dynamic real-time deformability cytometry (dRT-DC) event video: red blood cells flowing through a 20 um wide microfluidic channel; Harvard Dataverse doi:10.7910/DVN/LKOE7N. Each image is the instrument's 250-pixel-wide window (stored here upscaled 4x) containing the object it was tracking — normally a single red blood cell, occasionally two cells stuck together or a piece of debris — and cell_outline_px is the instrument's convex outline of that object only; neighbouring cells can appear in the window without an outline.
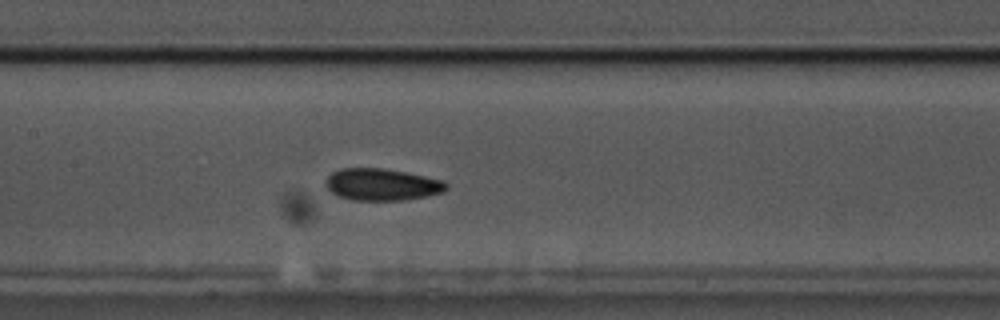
{"species": "common noctule bat (a hibernating species)", "species_latin": "Nyctalus noctula", "temperature_condition": "cold", "stored_images_in_passage": 60, "segment_of_instrument_passage": [1, 2], "camera_frame_rate_fps": 3000, "um_per_image_px": 0.085, "animal": {"sex": "male", "body_mass_g": 17.5, "forearm_length_mm": 52.3}, "frame": {"image": 1, "passage_image": 28, "time_ms": 9.0, "image_size_px": [1000, 320], "cell_outline_px": [[448, 188], [444, 192], [428, 196], [404, 200], [352, 200], [336, 196], [324, 184], [324, 180], [332, 172], [340, 168], [384, 168], [408, 172], [444, 180], [448, 184]], "centroid_in_image_um": [32.47, 15.68], "position_along_channel_um": 174.9, "area_um2": 22.83}}
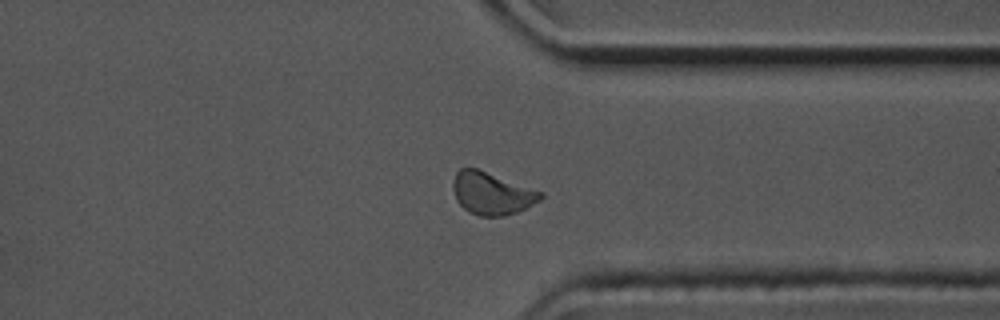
{"frame": {"image": 2, "passage_image": 45, "time_ms": 14.667, "image_size_px": [1000, 320], "cell_outline_px": [[544, 196], [540, 200], [516, 212], [504, 216], [480, 216], [468, 212], [456, 200], [452, 188], [452, 184], [456, 172], [460, 168], [476, 168], [544, 192]], "centroid_in_image_um": [41.78, 16.44], "position_along_channel_um": 369.6, "area_um2": 21.56}}
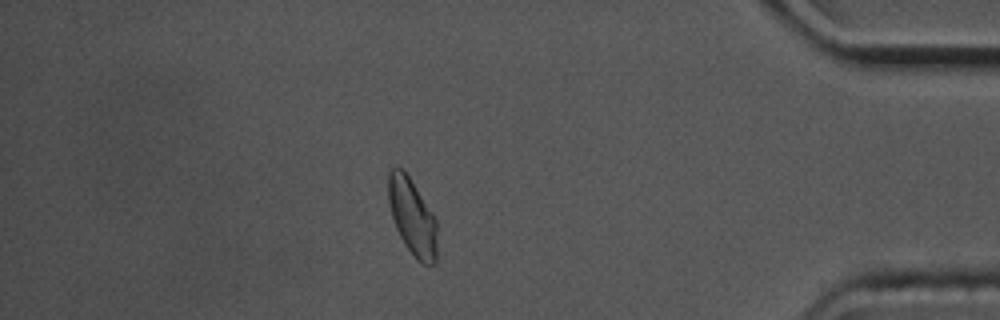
{"frame": {"image": 3, "passage_image": 51, "time_ms": 16.667, "image_size_px": [1000, 320], "cell_outline_px": [[436, 260], [432, 264], [424, 264], [408, 248], [400, 236], [396, 228], [392, 216], [388, 200], [388, 172], [392, 168], [400, 168], [408, 176], [432, 212], [436, 220]], "centroid_in_image_um": [35.03, 18.41], "position_along_channel_um": 400.2, "area_um2": 21.1}}